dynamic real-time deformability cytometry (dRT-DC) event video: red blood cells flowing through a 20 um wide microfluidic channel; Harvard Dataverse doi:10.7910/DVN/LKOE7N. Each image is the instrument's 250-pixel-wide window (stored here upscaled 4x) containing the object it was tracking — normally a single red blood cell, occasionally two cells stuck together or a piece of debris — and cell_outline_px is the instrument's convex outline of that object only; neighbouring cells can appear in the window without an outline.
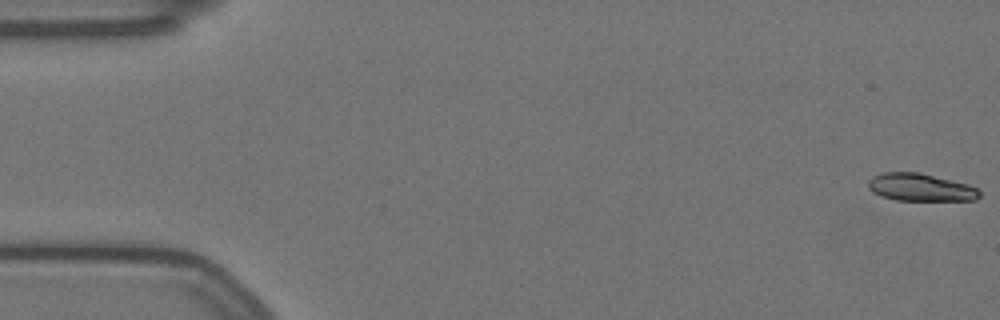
{"species": "Egyptian fruit bat (a non-hibernating species)", "species_latin": "Rousettus aegyptiacus", "temperature_condition": "warm", "stored_images_in_passage": 58, "camera_frame_rate_fps": 3000, "um_per_image_px": 0.085, "animal": {"sex": "female"}, "frame": {"image": 1, "passage_image": 1, "time_ms": 0.0, "image_size_px": [1000, 320], "cell_outline_px": [[980, 196], [976, 200], [896, 200], [880, 196], [872, 192], [868, 188], [868, 180], [872, 176], [884, 172], [916, 172], [968, 184], [976, 188], [980, 192]], "centroid_in_image_um": [78.2, 15.93], "position_along_channel_um": 6.8, "area_um2": 17.8}}
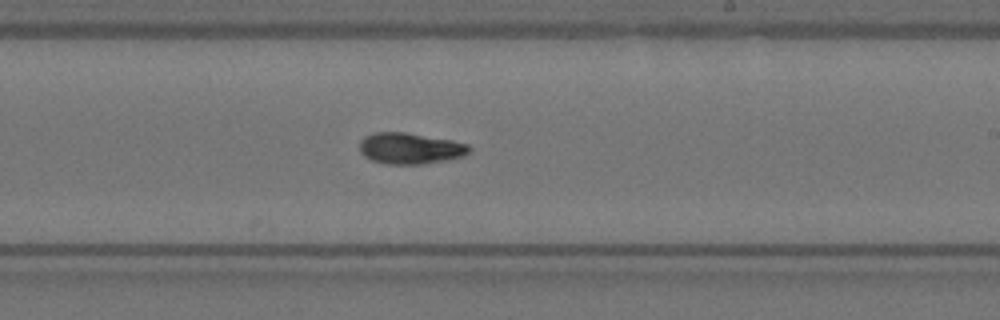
{"frame": {"image": 2, "passage_image": 34, "time_ms": 11.0, "image_size_px": [1000, 320], "cell_outline_px": [[472, 148], [464, 156], [448, 160], [420, 164], [388, 164], [372, 160], [364, 156], [360, 152], [360, 140], [364, 136], [372, 132], [404, 132], [452, 140], [468, 144]], "centroid_in_image_um": [34.86, 12.61], "position_along_channel_um": 254.1, "area_um2": 20.0}}
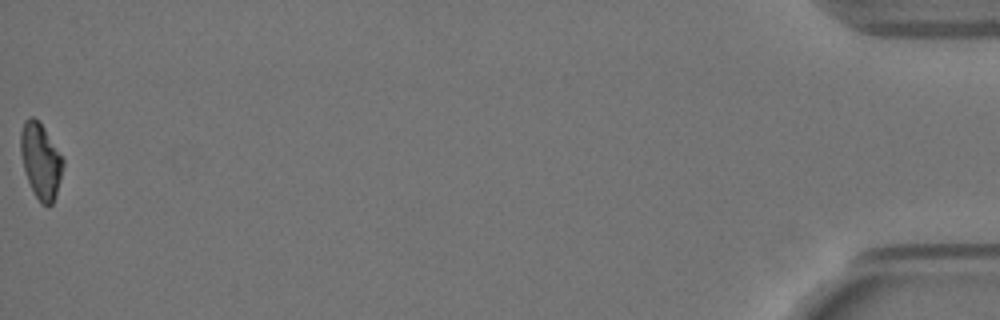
{"frame": {"image": 3, "passage_image": 58, "time_ms": 19.0, "image_size_px": [1000, 320], "cell_outline_px": [[64, 164], [60, 180], [52, 204], [48, 208], [40, 204], [28, 180], [24, 168], [20, 152], [20, 132], [24, 120], [28, 116], [32, 116], [44, 128], [64, 160]], "centroid_in_image_um": [3.45, 13.68], "position_along_channel_um": 431.8, "area_um2": 18.44}, "authors_computed_cell_mechanics": {"area_um2": 18.8717, "velocity_mm_per_s": 3.5013, "shape_relaxation_time_tau1_ms": 4.773, "shape_relaxation_time_tau2_ms": 8.618, "deformation_change_tau1": 0.1793, "deformation_change_tau2": 0.1461}}